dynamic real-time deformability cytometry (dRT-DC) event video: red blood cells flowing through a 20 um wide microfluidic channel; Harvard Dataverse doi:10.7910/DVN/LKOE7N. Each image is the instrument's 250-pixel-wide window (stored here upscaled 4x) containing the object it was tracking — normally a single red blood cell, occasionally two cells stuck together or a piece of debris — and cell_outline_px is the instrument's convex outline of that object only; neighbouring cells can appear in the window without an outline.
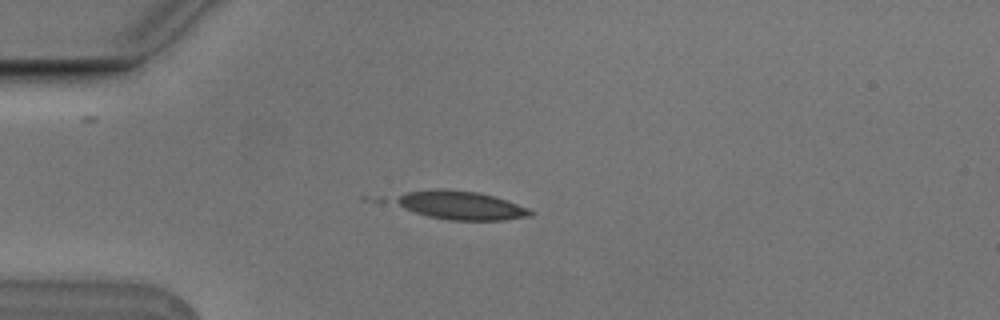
{"species": "Egyptian fruit bat (a non-hibernating species)", "species_latin": "Rousettus aegyptiacus", "temperature_condition": "cold", "stored_images_in_passage": 6, "camera_frame_rate_fps": 3000, "um_per_image_px": 0.085, "animal": {"sex": "male"}, "frame": {"image": 1, "passage_image": 5, "time_ms": 1.333, "image_size_px": [1000, 320], "cell_outline_px": [[536, 212], [532, 216], [504, 220], [448, 220], [428, 216], [404, 208], [392, 200], [408, 192], [436, 188], [440, 188], [476, 192], [492, 196], [528, 208]], "centroid_in_image_um": [39.19, 17.46], "position_along_channel_um": 45.8, "area_um2": 22.2}}